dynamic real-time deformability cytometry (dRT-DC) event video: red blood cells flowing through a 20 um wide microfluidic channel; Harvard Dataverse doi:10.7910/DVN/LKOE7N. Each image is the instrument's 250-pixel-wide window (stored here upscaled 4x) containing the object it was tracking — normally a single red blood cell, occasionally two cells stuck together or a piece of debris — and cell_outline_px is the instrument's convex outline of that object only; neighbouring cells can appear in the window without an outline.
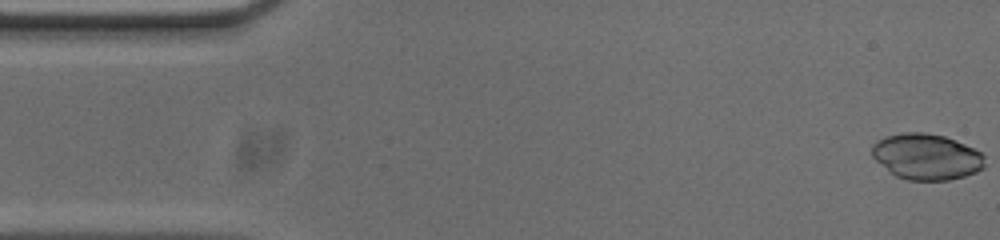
{"species": "common noctule bat (a hibernating species)", "species_latin": "Nyctalus noctula", "temperature_condition": "cold", "stored_images_in_passage": 54, "camera_frame_rate_fps": 3000, "um_per_image_px": 0.085, "animal": {"sex": "male", "body_mass_g": 20.0, "forearm_length_mm": 53.3}, "frame": {"image": 1, "passage_image": 1, "time_ms": 0.0, "image_size_px": [1000, 240], "cell_outline_px": [[984, 168], [976, 172], [964, 176], [948, 180], [908, 180], [896, 176], [876, 160], [872, 156], [872, 144], [876, 140], [888, 136], [904, 132], [924, 132], [944, 136], [964, 144], [980, 152], [984, 156]], "centroid_in_image_um": [78.75, 13.32], "position_along_channel_um": 6.3, "area_um2": 30.0}}